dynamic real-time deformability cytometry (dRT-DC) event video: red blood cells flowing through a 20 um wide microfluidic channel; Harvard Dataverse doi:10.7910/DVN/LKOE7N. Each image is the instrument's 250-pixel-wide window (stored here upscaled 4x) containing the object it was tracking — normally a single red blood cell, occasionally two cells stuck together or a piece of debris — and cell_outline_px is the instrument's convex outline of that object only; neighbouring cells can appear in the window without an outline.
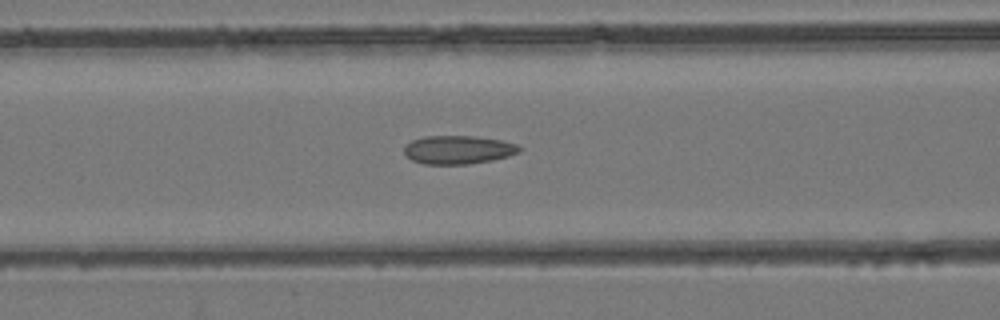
{"species": "common noctule bat (a hibernating species)", "species_latin": "Nyctalus noctula", "temperature_condition": "room temperature", "stored_images_in_passage": 49, "camera_frame_rate_fps": 3000, "um_per_image_px": 0.085, "animal": {"sex": "female", "body_mass_g": 24.6, "forearm_length_mm": 56.2}, "frame": {"image": 1, "passage_image": 21, "time_ms": 6.667, "image_size_px": [1000, 320], "cell_outline_px": [[520, 152], [508, 156], [492, 160], [468, 164], [424, 164], [412, 160], [404, 156], [404, 148], [412, 140], [424, 136], [472, 136], [500, 140], [516, 144], [520, 148]], "centroid_in_image_um": [38.91, 12.73], "position_along_channel_um": 127.7, "area_um2": 19.02}}
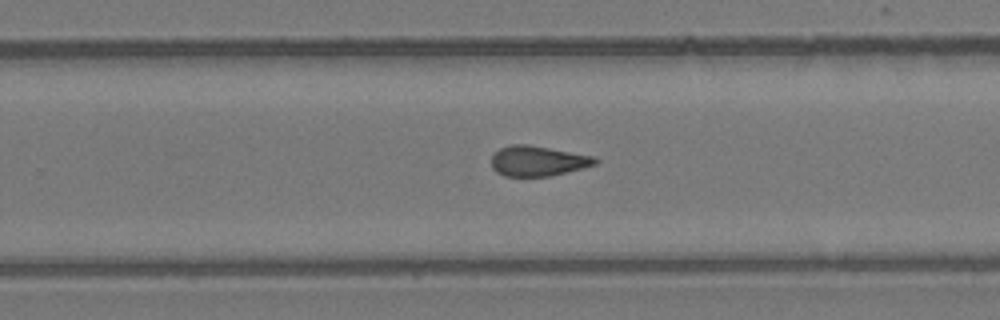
{"frame": {"image": 2, "passage_image": 32, "time_ms": 10.333, "image_size_px": [1000, 320], "cell_outline_px": [[600, 160], [596, 164], [584, 168], [548, 176], [504, 176], [496, 172], [492, 168], [492, 156], [500, 148], [512, 144], [528, 144], [596, 156]], "centroid_in_image_um": [45.75, 13.67], "position_along_channel_um": 284.1, "area_um2": 18.38}}
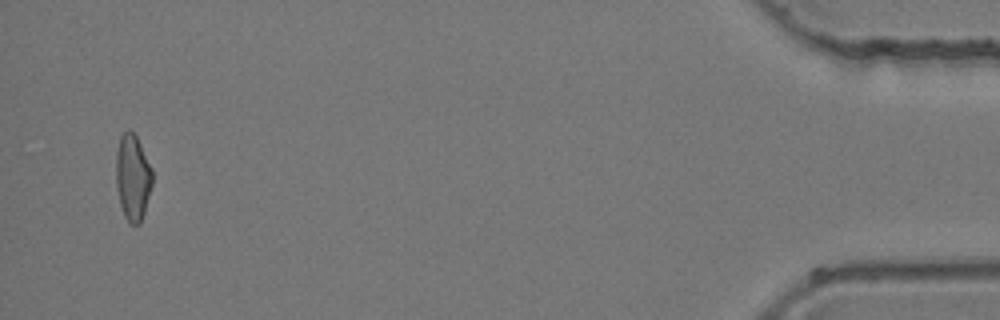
{"frame": {"image": 3, "passage_image": 48, "time_ms": 15.667, "image_size_px": [1000, 320], "cell_outline_px": [[152, 184], [144, 212], [140, 224], [128, 224], [124, 216], [120, 204], [116, 188], [116, 152], [120, 136], [128, 128], [136, 136], [152, 168]], "centroid_in_image_um": [11.26, 15.09], "position_along_channel_um": 423.9, "area_um2": 18.26}}